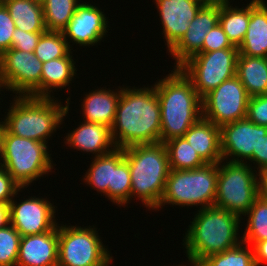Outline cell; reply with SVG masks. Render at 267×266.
I'll return each mask as SVG.
<instances>
[{
    "instance_id": "obj_9",
    "label": "cell",
    "mask_w": 267,
    "mask_h": 266,
    "mask_svg": "<svg viewBox=\"0 0 267 266\" xmlns=\"http://www.w3.org/2000/svg\"><path fill=\"white\" fill-rule=\"evenodd\" d=\"M58 224L57 266H106L113 256L105 248L94 225L91 227ZM94 227V228H93Z\"/></svg>"
},
{
    "instance_id": "obj_13",
    "label": "cell",
    "mask_w": 267,
    "mask_h": 266,
    "mask_svg": "<svg viewBox=\"0 0 267 266\" xmlns=\"http://www.w3.org/2000/svg\"><path fill=\"white\" fill-rule=\"evenodd\" d=\"M47 199L31 196L20 203L11 200V225L21 236L45 233L57 226L56 208Z\"/></svg>"
},
{
    "instance_id": "obj_40",
    "label": "cell",
    "mask_w": 267,
    "mask_h": 266,
    "mask_svg": "<svg viewBox=\"0 0 267 266\" xmlns=\"http://www.w3.org/2000/svg\"><path fill=\"white\" fill-rule=\"evenodd\" d=\"M254 170L257 167L258 172L267 169V127L260 126V143L258 144V153H253Z\"/></svg>"
},
{
    "instance_id": "obj_22",
    "label": "cell",
    "mask_w": 267,
    "mask_h": 266,
    "mask_svg": "<svg viewBox=\"0 0 267 266\" xmlns=\"http://www.w3.org/2000/svg\"><path fill=\"white\" fill-rule=\"evenodd\" d=\"M101 88L86 93L81 106L84 122L104 124L112 127L115 116L120 90Z\"/></svg>"
},
{
    "instance_id": "obj_46",
    "label": "cell",
    "mask_w": 267,
    "mask_h": 266,
    "mask_svg": "<svg viewBox=\"0 0 267 266\" xmlns=\"http://www.w3.org/2000/svg\"><path fill=\"white\" fill-rule=\"evenodd\" d=\"M2 87L5 89V86L0 82V92H1V91H4V90L1 89ZM0 94H1V93H0ZM0 99H1V98H0Z\"/></svg>"
},
{
    "instance_id": "obj_34",
    "label": "cell",
    "mask_w": 267,
    "mask_h": 266,
    "mask_svg": "<svg viewBox=\"0 0 267 266\" xmlns=\"http://www.w3.org/2000/svg\"><path fill=\"white\" fill-rule=\"evenodd\" d=\"M21 237L11 224L0 229V266H16Z\"/></svg>"
},
{
    "instance_id": "obj_31",
    "label": "cell",
    "mask_w": 267,
    "mask_h": 266,
    "mask_svg": "<svg viewBox=\"0 0 267 266\" xmlns=\"http://www.w3.org/2000/svg\"><path fill=\"white\" fill-rule=\"evenodd\" d=\"M197 266H256L254 249L241 242L234 248L206 257Z\"/></svg>"
},
{
    "instance_id": "obj_41",
    "label": "cell",
    "mask_w": 267,
    "mask_h": 266,
    "mask_svg": "<svg viewBox=\"0 0 267 266\" xmlns=\"http://www.w3.org/2000/svg\"><path fill=\"white\" fill-rule=\"evenodd\" d=\"M254 257L256 266L267 264V240L259 241L254 246Z\"/></svg>"
},
{
    "instance_id": "obj_35",
    "label": "cell",
    "mask_w": 267,
    "mask_h": 266,
    "mask_svg": "<svg viewBox=\"0 0 267 266\" xmlns=\"http://www.w3.org/2000/svg\"><path fill=\"white\" fill-rule=\"evenodd\" d=\"M16 29L8 9L0 1V56L11 49L12 36Z\"/></svg>"
},
{
    "instance_id": "obj_45",
    "label": "cell",
    "mask_w": 267,
    "mask_h": 266,
    "mask_svg": "<svg viewBox=\"0 0 267 266\" xmlns=\"http://www.w3.org/2000/svg\"><path fill=\"white\" fill-rule=\"evenodd\" d=\"M5 131V121H0V157L2 154V139Z\"/></svg>"
},
{
    "instance_id": "obj_27",
    "label": "cell",
    "mask_w": 267,
    "mask_h": 266,
    "mask_svg": "<svg viewBox=\"0 0 267 266\" xmlns=\"http://www.w3.org/2000/svg\"><path fill=\"white\" fill-rule=\"evenodd\" d=\"M250 21V3L239 8L230 5L219 7V24L234 46L243 42Z\"/></svg>"
},
{
    "instance_id": "obj_10",
    "label": "cell",
    "mask_w": 267,
    "mask_h": 266,
    "mask_svg": "<svg viewBox=\"0 0 267 266\" xmlns=\"http://www.w3.org/2000/svg\"><path fill=\"white\" fill-rule=\"evenodd\" d=\"M238 48H224L213 52H199L179 68L191 80L203 98L222 82L236 75Z\"/></svg>"
},
{
    "instance_id": "obj_36",
    "label": "cell",
    "mask_w": 267,
    "mask_h": 266,
    "mask_svg": "<svg viewBox=\"0 0 267 266\" xmlns=\"http://www.w3.org/2000/svg\"><path fill=\"white\" fill-rule=\"evenodd\" d=\"M224 48L238 47L231 43L221 25L218 23L206 34L203 47L200 52H213Z\"/></svg>"
},
{
    "instance_id": "obj_1",
    "label": "cell",
    "mask_w": 267,
    "mask_h": 266,
    "mask_svg": "<svg viewBox=\"0 0 267 266\" xmlns=\"http://www.w3.org/2000/svg\"><path fill=\"white\" fill-rule=\"evenodd\" d=\"M120 97L111 134L117 148L160 142L161 107L154 84L119 87Z\"/></svg>"
},
{
    "instance_id": "obj_30",
    "label": "cell",
    "mask_w": 267,
    "mask_h": 266,
    "mask_svg": "<svg viewBox=\"0 0 267 266\" xmlns=\"http://www.w3.org/2000/svg\"><path fill=\"white\" fill-rule=\"evenodd\" d=\"M246 215L247 227L241 238L242 242L253 247L257 242L267 240V201L258 196Z\"/></svg>"
},
{
    "instance_id": "obj_47",
    "label": "cell",
    "mask_w": 267,
    "mask_h": 266,
    "mask_svg": "<svg viewBox=\"0 0 267 266\" xmlns=\"http://www.w3.org/2000/svg\"><path fill=\"white\" fill-rule=\"evenodd\" d=\"M34 1H37V2L43 3L45 0H34Z\"/></svg>"
},
{
    "instance_id": "obj_19",
    "label": "cell",
    "mask_w": 267,
    "mask_h": 266,
    "mask_svg": "<svg viewBox=\"0 0 267 266\" xmlns=\"http://www.w3.org/2000/svg\"><path fill=\"white\" fill-rule=\"evenodd\" d=\"M65 144L78 151L92 153L98 157L108 154L117 147L114 143L111 128L99 123H82L65 136Z\"/></svg>"
},
{
    "instance_id": "obj_37",
    "label": "cell",
    "mask_w": 267,
    "mask_h": 266,
    "mask_svg": "<svg viewBox=\"0 0 267 266\" xmlns=\"http://www.w3.org/2000/svg\"><path fill=\"white\" fill-rule=\"evenodd\" d=\"M246 117L257 125L267 127V94L249 97Z\"/></svg>"
},
{
    "instance_id": "obj_18",
    "label": "cell",
    "mask_w": 267,
    "mask_h": 266,
    "mask_svg": "<svg viewBox=\"0 0 267 266\" xmlns=\"http://www.w3.org/2000/svg\"><path fill=\"white\" fill-rule=\"evenodd\" d=\"M58 225L51 231L21 237L16 266H57Z\"/></svg>"
},
{
    "instance_id": "obj_39",
    "label": "cell",
    "mask_w": 267,
    "mask_h": 266,
    "mask_svg": "<svg viewBox=\"0 0 267 266\" xmlns=\"http://www.w3.org/2000/svg\"><path fill=\"white\" fill-rule=\"evenodd\" d=\"M22 188L0 165V203L10 204Z\"/></svg>"
},
{
    "instance_id": "obj_42",
    "label": "cell",
    "mask_w": 267,
    "mask_h": 266,
    "mask_svg": "<svg viewBox=\"0 0 267 266\" xmlns=\"http://www.w3.org/2000/svg\"><path fill=\"white\" fill-rule=\"evenodd\" d=\"M258 193L267 201V169L258 172Z\"/></svg>"
},
{
    "instance_id": "obj_21",
    "label": "cell",
    "mask_w": 267,
    "mask_h": 266,
    "mask_svg": "<svg viewBox=\"0 0 267 266\" xmlns=\"http://www.w3.org/2000/svg\"><path fill=\"white\" fill-rule=\"evenodd\" d=\"M239 54L267 58V5L264 0L250 1V21Z\"/></svg>"
},
{
    "instance_id": "obj_12",
    "label": "cell",
    "mask_w": 267,
    "mask_h": 266,
    "mask_svg": "<svg viewBox=\"0 0 267 266\" xmlns=\"http://www.w3.org/2000/svg\"><path fill=\"white\" fill-rule=\"evenodd\" d=\"M249 96L235 75L202 98V117L218 127L246 118Z\"/></svg>"
},
{
    "instance_id": "obj_11",
    "label": "cell",
    "mask_w": 267,
    "mask_h": 266,
    "mask_svg": "<svg viewBox=\"0 0 267 266\" xmlns=\"http://www.w3.org/2000/svg\"><path fill=\"white\" fill-rule=\"evenodd\" d=\"M42 64L34 52L11 48L0 56V82L18 96L41 98Z\"/></svg>"
},
{
    "instance_id": "obj_15",
    "label": "cell",
    "mask_w": 267,
    "mask_h": 266,
    "mask_svg": "<svg viewBox=\"0 0 267 266\" xmlns=\"http://www.w3.org/2000/svg\"><path fill=\"white\" fill-rule=\"evenodd\" d=\"M81 2L67 27L62 31L70 48H72L71 41L83 47L96 45L108 33L109 21L104 12L95 4Z\"/></svg>"
},
{
    "instance_id": "obj_14",
    "label": "cell",
    "mask_w": 267,
    "mask_h": 266,
    "mask_svg": "<svg viewBox=\"0 0 267 266\" xmlns=\"http://www.w3.org/2000/svg\"><path fill=\"white\" fill-rule=\"evenodd\" d=\"M222 159L232 162H253V153H258L260 125L247 117L220 127ZM231 158V159H230Z\"/></svg>"
},
{
    "instance_id": "obj_20",
    "label": "cell",
    "mask_w": 267,
    "mask_h": 266,
    "mask_svg": "<svg viewBox=\"0 0 267 266\" xmlns=\"http://www.w3.org/2000/svg\"><path fill=\"white\" fill-rule=\"evenodd\" d=\"M183 137L206 163H219L223 160L220 127L213 122L201 117Z\"/></svg>"
},
{
    "instance_id": "obj_44",
    "label": "cell",
    "mask_w": 267,
    "mask_h": 266,
    "mask_svg": "<svg viewBox=\"0 0 267 266\" xmlns=\"http://www.w3.org/2000/svg\"><path fill=\"white\" fill-rule=\"evenodd\" d=\"M201 5H207V6H225L230 5V0H197Z\"/></svg>"
},
{
    "instance_id": "obj_5",
    "label": "cell",
    "mask_w": 267,
    "mask_h": 266,
    "mask_svg": "<svg viewBox=\"0 0 267 266\" xmlns=\"http://www.w3.org/2000/svg\"><path fill=\"white\" fill-rule=\"evenodd\" d=\"M69 100L67 98L65 106H62L54 96L36 98L16 95L8 112H5V129L12 135L48 144L49 138L68 114Z\"/></svg>"
},
{
    "instance_id": "obj_16",
    "label": "cell",
    "mask_w": 267,
    "mask_h": 266,
    "mask_svg": "<svg viewBox=\"0 0 267 266\" xmlns=\"http://www.w3.org/2000/svg\"><path fill=\"white\" fill-rule=\"evenodd\" d=\"M170 51L185 35L190 22L202 6L197 0H154Z\"/></svg>"
},
{
    "instance_id": "obj_29",
    "label": "cell",
    "mask_w": 267,
    "mask_h": 266,
    "mask_svg": "<svg viewBox=\"0 0 267 266\" xmlns=\"http://www.w3.org/2000/svg\"><path fill=\"white\" fill-rule=\"evenodd\" d=\"M80 1L81 0H45L42 5L46 30L62 32L72 19Z\"/></svg>"
},
{
    "instance_id": "obj_43",
    "label": "cell",
    "mask_w": 267,
    "mask_h": 266,
    "mask_svg": "<svg viewBox=\"0 0 267 266\" xmlns=\"http://www.w3.org/2000/svg\"><path fill=\"white\" fill-rule=\"evenodd\" d=\"M10 224V204L0 203V229Z\"/></svg>"
},
{
    "instance_id": "obj_2",
    "label": "cell",
    "mask_w": 267,
    "mask_h": 266,
    "mask_svg": "<svg viewBox=\"0 0 267 266\" xmlns=\"http://www.w3.org/2000/svg\"><path fill=\"white\" fill-rule=\"evenodd\" d=\"M183 239L188 262L197 266L203 259L222 253L242 242L241 217L215 206L197 210Z\"/></svg>"
},
{
    "instance_id": "obj_3",
    "label": "cell",
    "mask_w": 267,
    "mask_h": 266,
    "mask_svg": "<svg viewBox=\"0 0 267 266\" xmlns=\"http://www.w3.org/2000/svg\"><path fill=\"white\" fill-rule=\"evenodd\" d=\"M161 107L160 142L183 137L202 117V98L180 68H174L154 85Z\"/></svg>"
},
{
    "instance_id": "obj_6",
    "label": "cell",
    "mask_w": 267,
    "mask_h": 266,
    "mask_svg": "<svg viewBox=\"0 0 267 266\" xmlns=\"http://www.w3.org/2000/svg\"><path fill=\"white\" fill-rule=\"evenodd\" d=\"M48 150L46 143L12 135L5 129L0 165L22 188H26L52 172L55 164Z\"/></svg>"
},
{
    "instance_id": "obj_4",
    "label": "cell",
    "mask_w": 267,
    "mask_h": 266,
    "mask_svg": "<svg viewBox=\"0 0 267 266\" xmlns=\"http://www.w3.org/2000/svg\"><path fill=\"white\" fill-rule=\"evenodd\" d=\"M123 151L130 169L131 200L139 197L147 209L155 210L161 202L170 172L165 144H138L123 148Z\"/></svg>"
},
{
    "instance_id": "obj_7",
    "label": "cell",
    "mask_w": 267,
    "mask_h": 266,
    "mask_svg": "<svg viewBox=\"0 0 267 266\" xmlns=\"http://www.w3.org/2000/svg\"><path fill=\"white\" fill-rule=\"evenodd\" d=\"M218 177V163H206L191 170H170L159 206H214Z\"/></svg>"
},
{
    "instance_id": "obj_25",
    "label": "cell",
    "mask_w": 267,
    "mask_h": 266,
    "mask_svg": "<svg viewBox=\"0 0 267 266\" xmlns=\"http://www.w3.org/2000/svg\"><path fill=\"white\" fill-rule=\"evenodd\" d=\"M93 158L83 181L108 197V186H112L113 169L124 160V151L122 148H116L108 154Z\"/></svg>"
},
{
    "instance_id": "obj_8",
    "label": "cell",
    "mask_w": 267,
    "mask_h": 266,
    "mask_svg": "<svg viewBox=\"0 0 267 266\" xmlns=\"http://www.w3.org/2000/svg\"><path fill=\"white\" fill-rule=\"evenodd\" d=\"M257 172L247 163L219 162L214 206L242 218L259 196Z\"/></svg>"
},
{
    "instance_id": "obj_26",
    "label": "cell",
    "mask_w": 267,
    "mask_h": 266,
    "mask_svg": "<svg viewBox=\"0 0 267 266\" xmlns=\"http://www.w3.org/2000/svg\"><path fill=\"white\" fill-rule=\"evenodd\" d=\"M15 26L25 32H45L43 5L34 0H0Z\"/></svg>"
},
{
    "instance_id": "obj_23",
    "label": "cell",
    "mask_w": 267,
    "mask_h": 266,
    "mask_svg": "<svg viewBox=\"0 0 267 266\" xmlns=\"http://www.w3.org/2000/svg\"><path fill=\"white\" fill-rule=\"evenodd\" d=\"M236 76L249 97L267 94V58L239 54Z\"/></svg>"
},
{
    "instance_id": "obj_28",
    "label": "cell",
    "mask_w": 267,
    "mask_h": 266,
    "mask_svg": "<svg viewBox=\"0 0 267 266\" xmlns=\"http://www.w3.org/2000/svg\"><path fill=\"white\" fill-rule=\"evenodd\" d=\"M164 144L168 151L170 170H191L206 164L184 137L170 139Z\"/></svg>"
},
{
    "instance_id": "obj_32",
    "label": "cell",
    "mask_w": 267,
    "mask_h": 266,
    "mask_svg": "<svg viewBox=\"0 0 267 266\" xmlns=\"http://www.w3.org/2000/svg\"><path fill=\"white\" fill-rule=\"evenodd\" d=\"M72 49H70L63 32L46 30L41 35L34 54L42 62L53 59L66 57Z\"/></svg>"
},
{
    "instance_id": "obj_24",
    "label": "cell",
    "mask_w": 267,
    "mask_h": 266,
    "mask_svg": "<svg viewBox=\"0 0 267 266\" xmlns=\"http://www.w3.org/2000/svg\"><path fill=\"white\" fill-rule=\"evenodd\" d=\"M72 51L62 58L53 59L42 64L41 98H52L51 92L70 85L76 74ZM53 89V90H52Z\"/></svg>"
},
{
    "instance_id": "obj_33",
    "label": "cell",
    "mask_w": 267,
    "mask_h": 266,
    "mask_svg": "<svg viewBox=\"0 0 267 266\" xmlns=\"http://www.w3.org/2000/svg\"><path fill=\"white\" fill-rule=\"evenodd\" d=\"M108 198L118 207L125 206L131 201V176L125 159L113 169L112 186H108Z\"/></svg>"
},
{
    "instance_id": "obj_38",
    "label": "cell",
    "mask_w": 267,
    "mask_h": 266,
    "mask_svg": "<svg viewBox=\"0 0 267 266\" xmlns=\"http://www.w3.org/2000/svg\"><path fill=\"white\" fill-rule=\"evenodd\" d=\"M43 32H25L16 28L12 36L11 48L20 51L34 52Z\"/></svg>"
},
{
    "instance_id": "obj_17",
    "label": "cell",
    "mask_w": 267,
    "mask_h": 266,
    "mask_svg": "<svg viewBox=\"0 0 267 266\" xmlns=\"http://www.w3.org/2000/svg\"><path fill=\"white\" fill-rule=\"evenodd\" d=\"M219 23V7L202 5L181 40L169 51L179 68L203 47L206 34Z\"/></svg>"
}]
</instances>
